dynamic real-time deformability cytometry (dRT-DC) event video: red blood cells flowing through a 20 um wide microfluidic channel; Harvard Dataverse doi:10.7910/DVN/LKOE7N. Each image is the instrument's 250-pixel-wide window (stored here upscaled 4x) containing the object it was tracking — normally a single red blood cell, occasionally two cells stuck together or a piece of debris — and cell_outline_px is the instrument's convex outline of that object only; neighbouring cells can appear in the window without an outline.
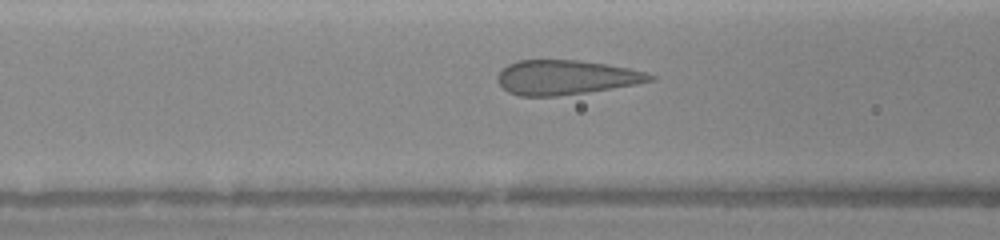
{"species": "human", "species_latin": "Homo sapiens", "temperature_condition": "warm", "stored_images_in_passage": 39, "camera_frame_rate_fps": 3000, "um_per_image_px": 0.085, "donor": {"sex": "female"}, "frame": {"image": 1, "passage_image": 13, "time_ms": 3.0, "image_size_px": [1000, 240], "cell_outline_px": [[656, 80], [636, 84], [584, 92], [556, 96], [520, 96], [508, 92], [496, 80], [496, 76], [508, 64], [520, 60], [580, 60], [608, 64], [648, 72], [656, 76]], "centroid_in_image_um": [48.12, 6.57], "position_along_channel_um": 118.5, "area_um2": 30.58}}
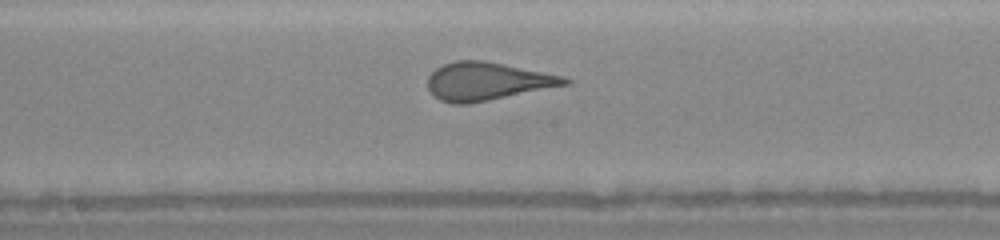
{"frame": {"image": 2, "passage_image": 19, "time_ms": 5.0, "image_size_px": [1000, 240], "cell_outline_px": [[572, 84], [468, 104], [452, 104], [440, 100], [432, 96], [428, 88], [428, 76], [436, 68], [444, 64], [456, 60], [484, 60], [564, 76], [572, 80]], "centroid_in_image_um": [41.41, 6.92], "position_along_channel_um": 206.8, "area_um2": 30.52}}
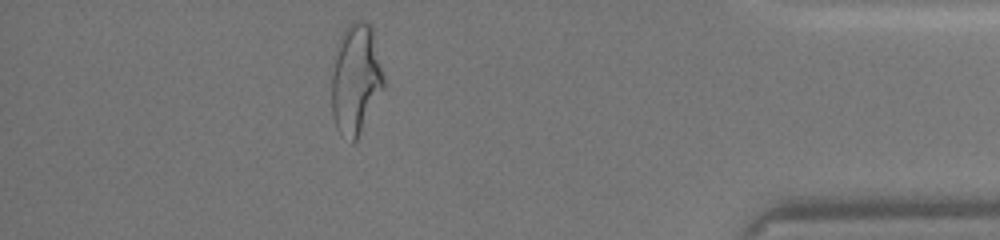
{"frame": {"image": 3, "passage_image": 37, "time_ms": 10.333, "image_size_px": [1000, 240], "cell_outline_px": [[384, 88], [356, 140], [352, 144], [340, 136], [336, 128], [332, 116], [332, 56], [336, 44], [344, 28], [352, 20], [364, 20], [372, 28], [384, 76]], "centroid_in_image_um": [30.2, 6.72], "position_along_channel_um": 405.0, "area_um2": 34.1}}